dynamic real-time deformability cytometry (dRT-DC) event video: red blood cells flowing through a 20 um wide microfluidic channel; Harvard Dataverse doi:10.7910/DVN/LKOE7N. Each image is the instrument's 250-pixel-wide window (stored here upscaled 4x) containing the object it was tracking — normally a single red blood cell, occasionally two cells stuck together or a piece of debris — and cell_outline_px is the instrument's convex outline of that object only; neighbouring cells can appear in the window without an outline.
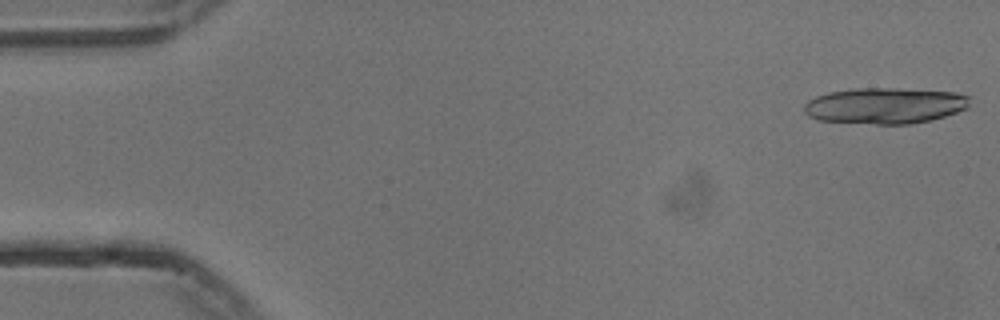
{"species": "common noctule bat (a hibernating species)", "species_latin": "Nyctalus noctula", "temperature_condition": "cold", "stored_images_in_passage": 18, "camera_frame_rate_fps": 3000, "um_per_image_px": 0.085, "animal": {"sex": "male", "body_mass_g": 13.3}, "frame": {"image": 1, "passage_image": 1, "time_ms": 0.0, "image_size_px": [1000, 320], "cell_outline_px": [[968, 108], [944, 116], [928, 120], [908, 124], [876, 124], [820, 120], [808, 116], [804, 112], [804, 104], [808, 100], [816, 96], [828, 92], [856, 88], [896, 88], [956, 92], [968, 96]], "centroid_in_image_um": [75.19, 8.97], "position_along_channel_um": 9.8, "area_um2": 34.68}}